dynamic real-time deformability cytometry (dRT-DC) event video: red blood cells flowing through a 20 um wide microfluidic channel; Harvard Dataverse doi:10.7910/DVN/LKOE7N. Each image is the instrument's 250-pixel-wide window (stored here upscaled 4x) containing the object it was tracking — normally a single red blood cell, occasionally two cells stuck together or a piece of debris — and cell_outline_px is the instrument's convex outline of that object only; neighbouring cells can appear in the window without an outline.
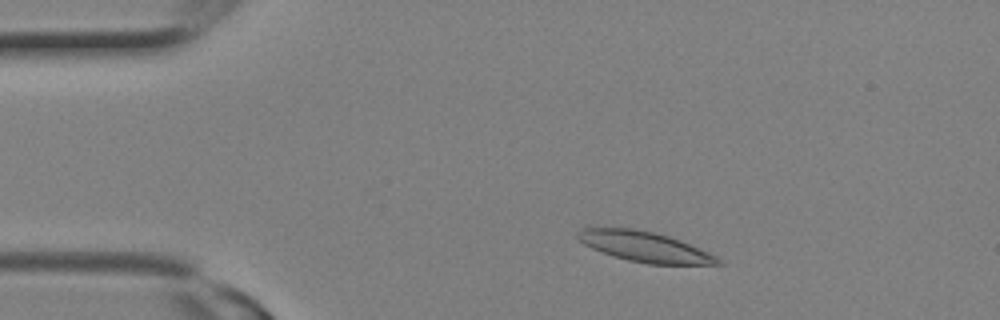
{"species": "Egyptian fruit bat (a non-hibernating species)", "species_latin": "Rousettus aegyptiacus", "temperature_condition": "room temperature", "stored_images_in_passage": 9, "camera_frame_rate_fps": 3000, "um_per_image_px": 0.085, "animal": {"sex": "female"}, "frame": {"image": 1, "passage_image": 3, "time_ms": 0.667, "image_size_px": [1000, 320], "cell_outline_px": [[724, 264], [648, 264], [628, 260], [612, 256], [600, 252], [584, 244], [576, 236], [576, 232], [584, 224], [588, 224], [636, 228], [668, 236], [680, 240], [708, 252], [716, 256]], "centroid_in_image_um": [54.63, 20.91], "position_along_channel_um": 30.4, "area_um2": 25.43}}
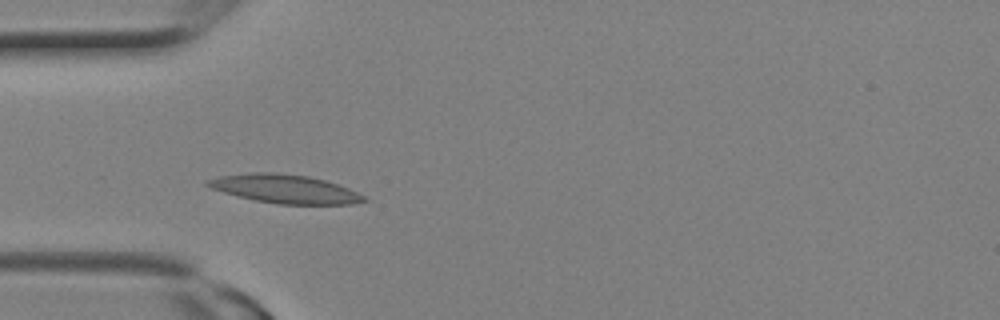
{"frame": {"image": 2, "passage_image": 6, "time_ms": 1.667, "image_size_px": [1000, 320], "cell_outline_px": [[372, 200], [352, 204], [280, 204], [256, 200], [224, 192], [212, 188], [204, 184], [204, 180], [220, 176], [252, 172], [276, 172], [308, 176], [324, 180], [348, 188]], "centroid_in_image_um": [24.23, 16.05], "position_along_channel_um": 60.8, "area_um2": 25.89}}
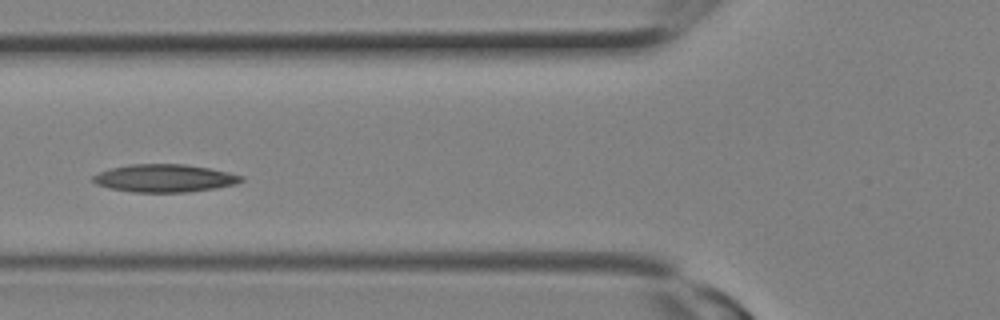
{"frame": {"image": 3, "passage_image": 8, "time_ms": 2.333, "image_size_px": [1000, 320], "cell_outline_px": [[244, 180], [236, 184], [216, 188], [188, 192], [132, 192], [108, 188], [96, 184], [92, 180], [92, 176], [100, 172], [112, 168], [128, 164], [184, 164], [208, 168], [228, 172], [244, 176]], "centroid_in_image_um": [13.99, 15.15], "position_along_channel_um": 111.8, "area_um2": 24.04}}